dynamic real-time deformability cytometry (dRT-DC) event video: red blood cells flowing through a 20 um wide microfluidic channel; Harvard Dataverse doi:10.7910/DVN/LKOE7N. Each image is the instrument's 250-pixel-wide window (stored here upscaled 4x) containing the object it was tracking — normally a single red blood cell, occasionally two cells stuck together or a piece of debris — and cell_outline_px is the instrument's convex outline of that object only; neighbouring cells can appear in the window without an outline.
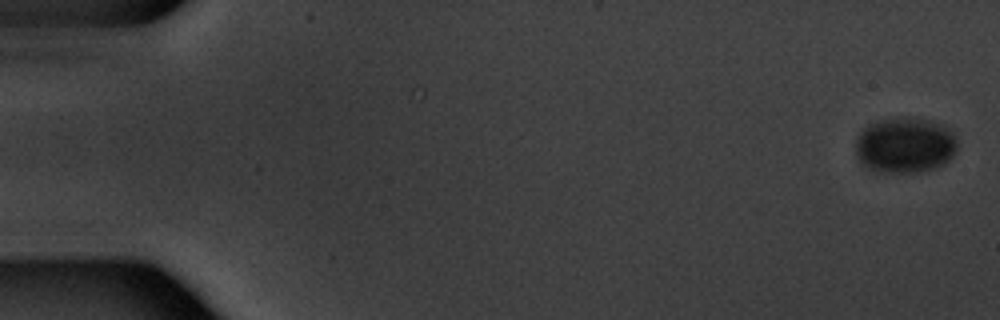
{"species": "common noctule bat (a hibernating species)", "species_latin": "Nyctalus noctula", "temperature_condition": "warm", "stored_images_in_passage": 19, "camera_frame_rate_fps": 3000, "um_per_image_px": 0.085, "animal": {"sex": "male", "body_mass_g": 20.1, "forearm_length_mm": 53.5}, "frame": {"image": 1, "passage_image": 1, "time_ms": 0.0, "image_size_px": [1000, 320], "cell_outline_px": [[956, 152], [944, 164], [932, 168], [916, 172], [888, 172], [868, 168], [860, 160], [856, 152], [856, 140], [860, 132], [868, 124], [880, 120], [908, 116], [928, 120], [944, 128], [956, 140]], "centroid_in_image_um": [76.89, 12.33], "position_along_channel_um": 8.1, "area_um2": 32.31}}